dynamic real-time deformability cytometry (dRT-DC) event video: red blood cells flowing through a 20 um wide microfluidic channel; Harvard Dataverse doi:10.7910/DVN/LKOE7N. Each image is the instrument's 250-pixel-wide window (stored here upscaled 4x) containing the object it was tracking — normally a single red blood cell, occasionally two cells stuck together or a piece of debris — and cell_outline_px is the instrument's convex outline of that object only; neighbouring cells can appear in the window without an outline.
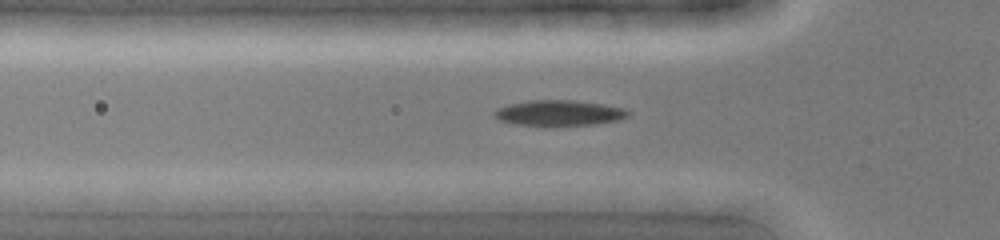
{"species": "common noctule bat (a hibernating species)", "species_latin": "Nyctalus noctula", "temperature_condition": "cold", "stored_images_in_passage": 37, "camera_frame_rate_fps": 3000, "um_per_image_px": 0.085, "animal": {"sex": "female", "body_mass_g": 19.0, "forearm_length_mm": 51.5}, "frame": {"image": 1, "passage_image": 13, "time_ms": 4.0, "image_size_px": [1000, 240], "cell_outline_px": [[632, 112], [628, 116], [616, 120], [592, 124], [544, 128], [516, 124], [500, 120], [492, 116], [492, 112], [496, 108], [508, 104], [528, 100], [576, 100], [624, 108]], "centroid_in_image_um": [47.44, 9.63], "position_along_channel_um": 78.4, "area_um2": 20.58}}
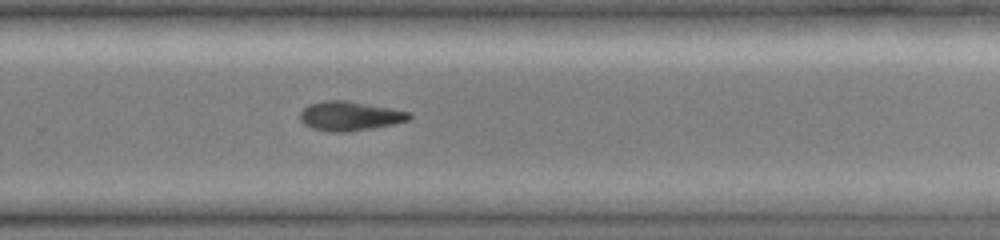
{"frame": {"image": 2, "passage_image": 28, "time_ms": 9.0, "image_size_px": [1000, 240], "cell_outline_px": [[412, 116], [408, 120], [392, 124], [372, 128], [348, 132], [332, 132], [312, 128], [304, 124], [300, 120], [300, 112], [308, 104], [324, 100], [348, 100], [392, 108], [408, 112]], "centroid_in_image_um": [29.7, 9.85], "position_along_channel_um": 300.1, "area_um2": 18.67}}
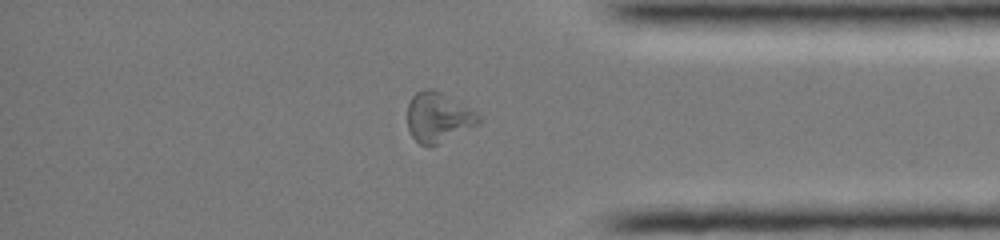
{"frame": {"image": 3, "passage_image": 35, "time_ms": 11.333, "image_size_px": [1000, 240], "cell_outline_px": [[480, 124], [428, 148], [420, 144], [412, 136], [408, 128], [408, 104], [412, 96], [416, 92], [424, 88], [432, 88], [440, 92], [476, 112], [480, 116]], "centroid_in_image_um": [37.23, 9.98], "position_along_channel_um": 398.0, "area_um2": 20.52}}